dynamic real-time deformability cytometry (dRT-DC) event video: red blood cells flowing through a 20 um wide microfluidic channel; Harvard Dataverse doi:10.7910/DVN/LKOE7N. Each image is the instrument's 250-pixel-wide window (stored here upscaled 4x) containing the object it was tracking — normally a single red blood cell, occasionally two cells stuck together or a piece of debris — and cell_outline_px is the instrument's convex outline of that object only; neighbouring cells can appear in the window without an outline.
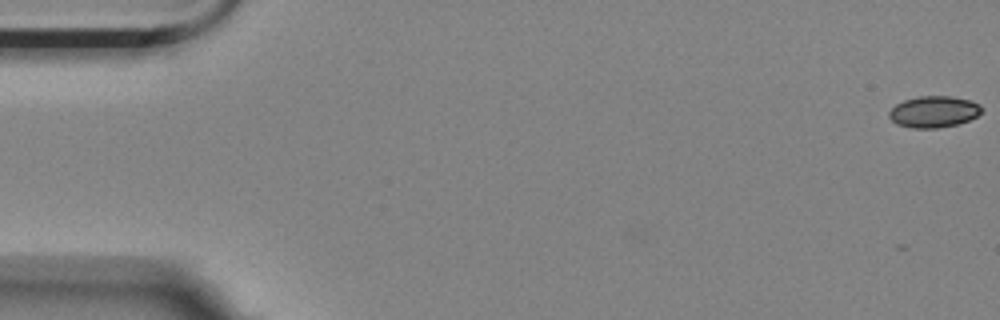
{"species": "Egyptian fruit bat (a non-hibernating species)", "species_latin": "Rousettus aegyptiacus", "temperature_condition": "room temperature", "stored_images_in_passage": 15, "camera_frame_rate_fps": 3000, "um_per_image_px": 0.085, "animal": {"sex": "female"}, "frame": {"image": 1, "passage_image": 1, "time_ms": 0.0, "image_size_px": [1000, 320], "cell_outline_px": [[984, 108], [976, 116], [968, 120], [956, 124], [936, 128], [912, 128], [896, 124], [888, 116], [888, 112], [896, 104], [904, 100], [920, 96], [952, 96], [968, 100], [980, 104]], "centroid_in_image_um": [79.35, 9.49], "position_along_channel_um": 5.6, "area_um2": 16.88}}
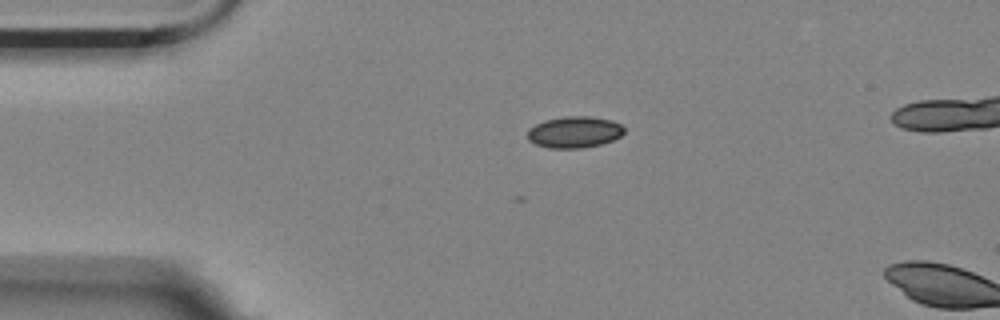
{"frame": {"image": 2, "passage_image": 13, "time_ms": 4.0, "image_size_px": [1000, 320], "cell_outline_px": [[624, 132], [620, 136], [612, 140], [600, 144], [580, 148], [548, 148], [536, 144], [528, 140], [528, 128], [544, 120], [564, 116], [592, 116], [612, 120], [620, 124], [624, 128]], "centroid_in_image_um": [48.81, 11.22], "position_along_channel_um": 36.2, "area_um2": 17.74}}